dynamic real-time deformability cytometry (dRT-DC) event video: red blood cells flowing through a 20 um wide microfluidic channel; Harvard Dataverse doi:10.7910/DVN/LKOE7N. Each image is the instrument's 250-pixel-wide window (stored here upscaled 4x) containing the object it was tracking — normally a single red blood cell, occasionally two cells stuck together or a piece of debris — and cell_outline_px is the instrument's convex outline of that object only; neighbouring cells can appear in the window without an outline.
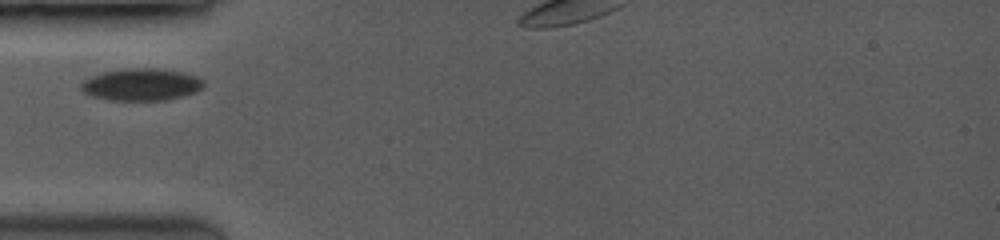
{"species": "common noctule bat (a hibernating species)", "species_latin": "Nyctalus noctula", "temperature_condition": "room temperature", "stored_images_in_passage": 18, "camera_frame_rate_fps": 3500, "um_per_image_px": 0.085, "animal": {"sex": "female", "body_mass_g": 19.0, "forearm_length_mm": 53.3}, "frame": {"image": 1, "passage_image": 1, "time_ms": 0.0, "image_size_px": [1000, 240], "cell_outline_px": [[204, 84], [196, 92], [164, 100], [116, 100], [96, 96], [84, 92], [80, 88], [80, 84], [84, 80], [92, 76], [104, 72], [132, 68], [160, 68], [180, 72], [196, 76], [204, 80]], "centroid_in_image_um": [12.04, 7.17], "position_along_channel_um": 73.0, "area_um2": 22.48}}
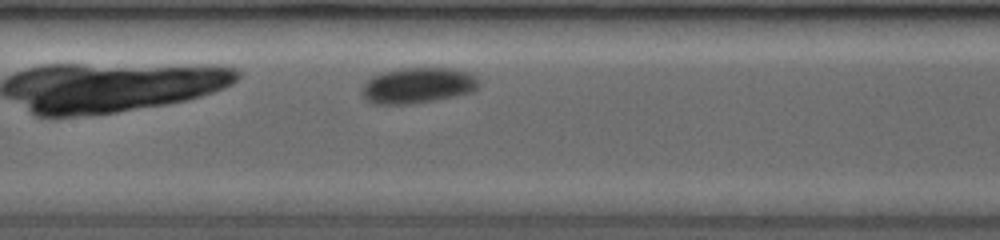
{"frame": {"image": 2, "passage_image": 16, "time_ms": 2.571, "image_size_px": [1000, 240], "cell_outline_px": [[480, 84], [476, 88], [468, 92], [428, 100], [400, 104], [380, 104], [368, 100], [364, 96], [364, 80], [380, 72], [400, 68], [456, 68], [468, 72], [476, 76]], "centroid_in_image_um": [35.5, 7.21], "position_along_channel_um": 171.9, "area_um2": 23.7}}